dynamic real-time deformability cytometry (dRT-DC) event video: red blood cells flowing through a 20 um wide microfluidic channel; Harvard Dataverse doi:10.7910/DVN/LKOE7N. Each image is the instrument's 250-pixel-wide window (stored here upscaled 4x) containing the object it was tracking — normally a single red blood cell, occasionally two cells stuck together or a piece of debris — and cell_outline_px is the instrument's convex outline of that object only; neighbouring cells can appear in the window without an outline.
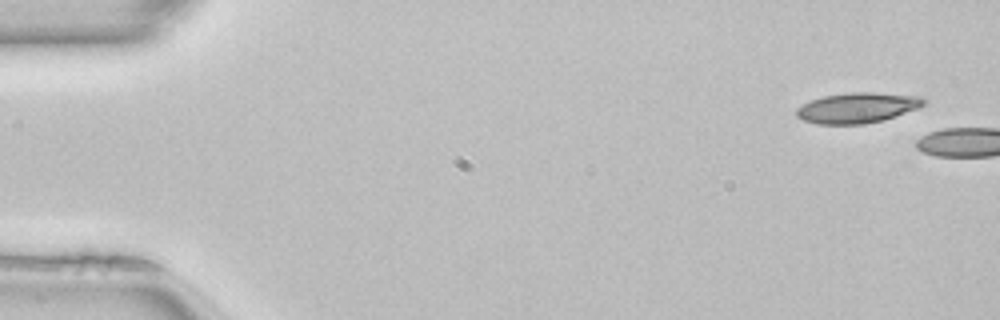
{"species": "common noctule bat (a hibernating species)", "species_latin": "Nyctalus noctula", "temperature_condition": "room temperature", "stored_images_in_passage": 4, "camera_frame_rate_fps": 3000, "um_per_image_px": 0.085, "animal": {"sex": "female", "body_mass_g": 22.7, "forearm_length_mm": 54.2}, "frame": {"image": 1, "passage_image": 1, "time_ms": 0.0, "image_size_px": [1000, 320], "cell_outline_px": [[928, 100], [920, 108], [884, 120], [864, 124], [816, 124], [804, 120], [796, 116], [796, 108], [808, 100], [824, 96], [848, 92], [872, 92], [920, 96]], "centroid_in_image_um": [72.88, 9.16], "position_along_channel_um": 12.1, "area_um2": 22.83}}